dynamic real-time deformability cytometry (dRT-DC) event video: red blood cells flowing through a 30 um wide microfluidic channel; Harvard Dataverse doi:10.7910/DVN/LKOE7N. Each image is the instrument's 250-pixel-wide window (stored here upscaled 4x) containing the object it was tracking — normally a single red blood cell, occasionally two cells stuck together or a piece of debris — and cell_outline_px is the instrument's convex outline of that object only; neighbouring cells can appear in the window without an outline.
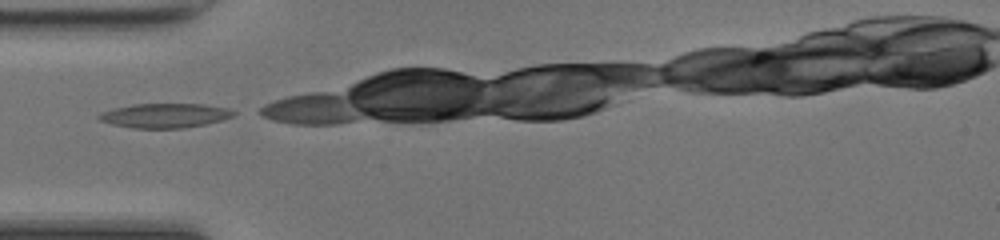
{"species": "common noctule bat (a hibernating species)", "species_latin": "Nyctalus noctula", "temperature_condition": "room temperature", "stored_images_in_passage": 22, "camera_frame_rate_fps": 3000, "um_per_image_px": 0.085, "animal": {"sex": "female", "body_mass_g": 17.0, "forearm_length_mm": 48.0}, "frame": {"image": 1, "passage_image": 1, "time_ms": 0.0, "image_size_px": [1000, 240], "cell_outline_px": [[236, 112], [232, 116], [220, 120], [204, 124], [184, 128], [132, 128], [112, 124], [100, 120], [96, 116], [100, 112], [112, 108], [132, 104], [204, 104], [228, 108]], "centroid_in_image_um": [13.96, 9.81], "position_along_channel_um": 71.0, "area_um2": 19.13}}